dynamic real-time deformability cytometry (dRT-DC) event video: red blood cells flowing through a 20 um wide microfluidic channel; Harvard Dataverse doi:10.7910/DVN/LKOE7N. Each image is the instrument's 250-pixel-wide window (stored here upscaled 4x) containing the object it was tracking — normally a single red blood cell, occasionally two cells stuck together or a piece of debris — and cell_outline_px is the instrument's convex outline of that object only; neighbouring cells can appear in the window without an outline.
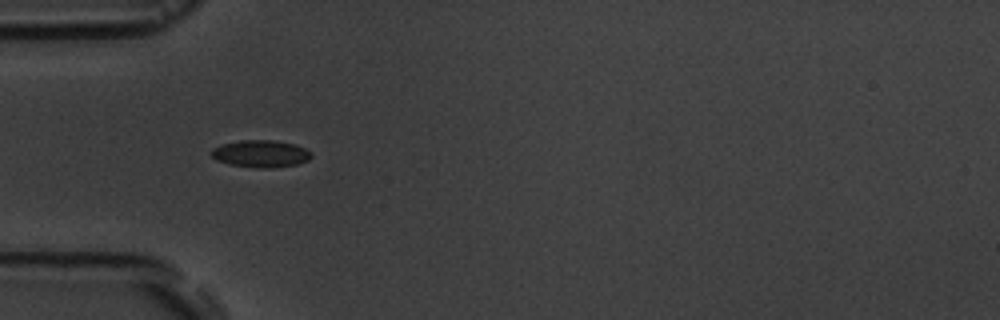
{"species": "common noctule bat (a hibernating species)", "species_latin": "Nyctalus noctula", "temperature_condition": "room temperature", "stored_images_in_passage": 10, "camera_frame_rate_fps": 3000, "um_per_image_px": 0.085, "animal": {"sex": "male", "body_mass_g": 19.5, "forearm_length_mm": 54.6}, "frame": {"image": 1, "passage_image": 6, "time_ms": 5.333, "image_size_px": [1000, 320], "cell_outline_px": [[312, 156], [308, 160], [296, 164], [268, 168], [260, 168], [228, 164], [216, 160], [212, 156], [212, 148], [220, 144], [240, 140], [272, 140], [296, 144], [312, 152]], "centroid_in_image_um": [22.15, 13.05], "position_along_channel_um": 62.8, "area_um2": 15.84}}
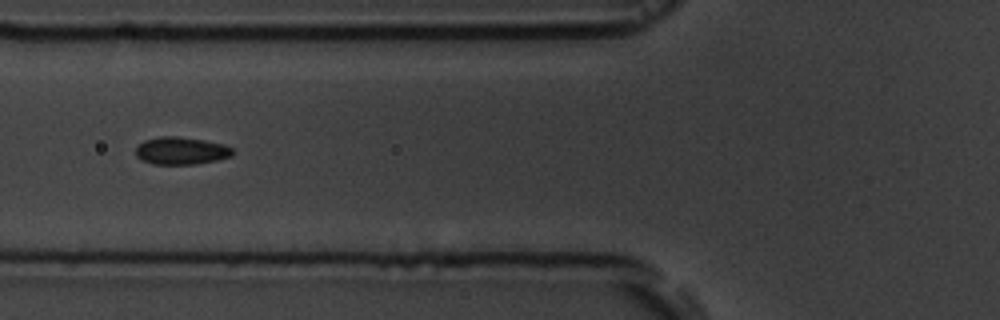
{"frame": {"image": 2, "passage_image": 7, "time_ms": 6.667, "image_size_px": [1000, 320], "cell_outline_px": [[236, 152], [232, 156], [216, 160], [196, 164], [152, 164], [136, 156], [136, 148], [144, 140], [160, 136], [176, 136], [204, 140], [224, 144], [232, 148]], "centroid_in_image_um": [15.43, 12.81], "position_along_channel_um": 110.4, "area_um2": 15.55}}
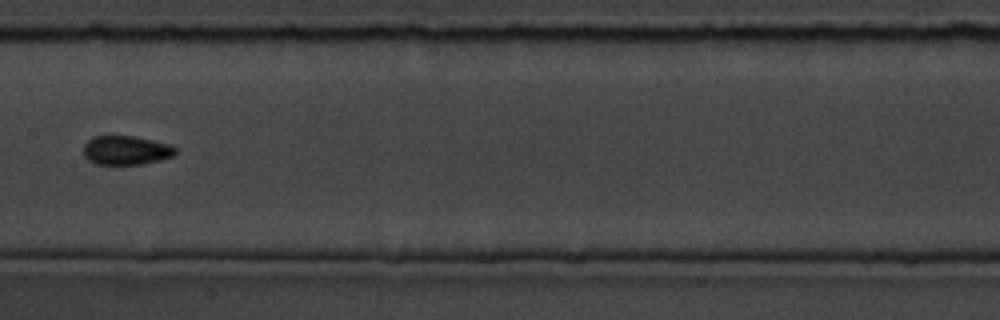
{"frame": {"image": 3, "passage_image": 9, "time_ms": 9.0, "image_size_px": [1000, 320], "cell_outline_px": [[176, 152], [172, 156], [160, 160], [140, 164], [96, 164], [88, 160], [84, 156], [84, 144], [92, 136], [132, 136], [172, 144], [176, 148]], "centroid_in_image_um": [10.71, 12.77], "position_along_channel_um": 196.7, "area_um2": 15.55}}